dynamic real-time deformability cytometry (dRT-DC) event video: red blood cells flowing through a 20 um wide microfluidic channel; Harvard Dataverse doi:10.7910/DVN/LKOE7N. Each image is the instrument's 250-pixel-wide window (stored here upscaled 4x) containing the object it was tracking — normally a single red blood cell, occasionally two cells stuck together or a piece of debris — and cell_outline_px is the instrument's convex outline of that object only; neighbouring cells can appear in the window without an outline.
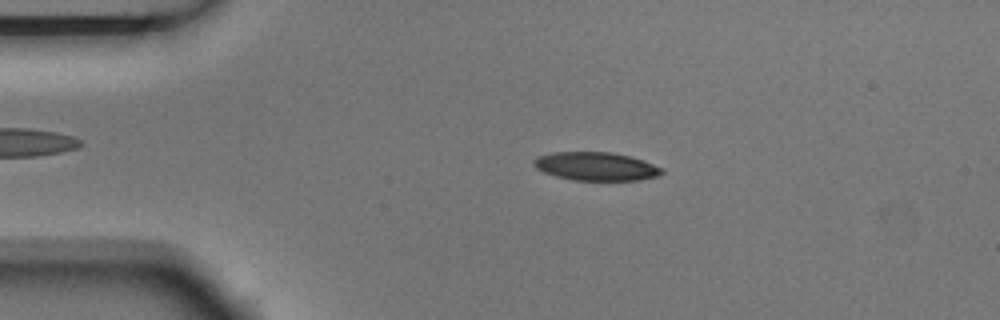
{"species": "Egyptian fruit bat (a non-hibernating species)", "species_latin": "Rousettus aegyptiacus", "temperature_condition": "room temperature", "stored_images_in_passage": 2, "camera_frame_rate_fps": 3000, "um_per_image_px": 0.085, "animal": {"sex": "male"}, "frame": {"image": 1, "passage_image": 2, "time_ms": 0.333, "image_size_px": [1000, 320], "cell_outline_px": [[664, 172], [656, 176], [640, 180], [572, 180], [556, 176], [544, 172], [536, 168], [532, 164], [532, 160], [536, 156], [552, 152], [612, 152], [644, 160], [664, 168]], "centroid_in_image_um": [50.64, 14.13], "position_along_channel_um": 34.4, "area_um2": 21.33}}